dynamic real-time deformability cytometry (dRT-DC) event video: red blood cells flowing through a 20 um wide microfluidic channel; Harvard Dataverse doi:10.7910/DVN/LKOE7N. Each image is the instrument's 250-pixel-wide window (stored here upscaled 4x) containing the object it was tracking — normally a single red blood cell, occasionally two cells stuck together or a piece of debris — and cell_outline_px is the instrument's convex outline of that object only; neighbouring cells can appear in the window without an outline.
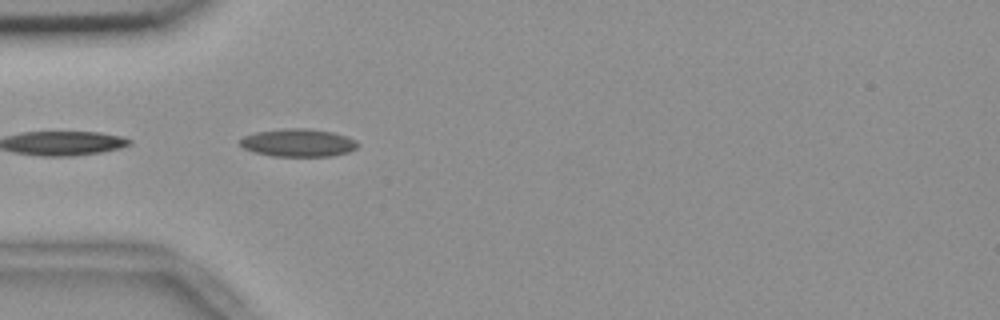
{"species": "common noctule bat (a hibernating species)", "species_latin": "Nyctalus noctula", "temperature_condition": "room temperature", "stored_images_in_passage": 5, "camera_frame_rate_fps": 3000, "um_per_image_px": 0.085, "animal": {"sex": "female", "body_mass_g": 18.4}, "frame": {"image": 1, "passage_image": 1, "time_ms": 0.0, "image_size_px": [1000, 320], "cell_outline_px": [[360, 144], [356, 148], [348, 152], [332, 156], [272, 156], [252, 152], [244, 148], [240, 144], [240, 140], [244, 136], [256, 132], [284, 128], [308, 128], [332, 132], [348, 136], [356, 140]], "centroid_in_image_um": [25.36, 12.13], "position_along_channel_um": 59.6, "area_um2": 19.25}}